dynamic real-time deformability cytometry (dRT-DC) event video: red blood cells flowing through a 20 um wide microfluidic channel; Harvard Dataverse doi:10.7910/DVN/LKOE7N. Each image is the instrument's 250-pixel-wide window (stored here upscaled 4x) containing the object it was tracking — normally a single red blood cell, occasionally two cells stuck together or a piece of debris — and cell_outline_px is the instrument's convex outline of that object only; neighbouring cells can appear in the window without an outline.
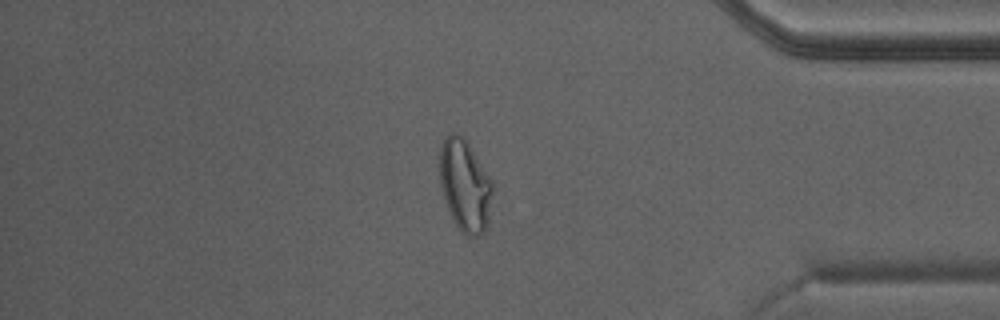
{"species": "Egyptian fruit bat (a non-hibernating species)", "species_latin": "Rousettus aegyptiacus", "temperature_condition": "warm", "stored_images_in_passage": 41, "camera_frame_rate_fps": 3000, "um_per_image_px": 0.085, "animal": {"sex": "male"}, "frame": {"image": 1, "passage_image": 35, "time_ms": 11.333, "image_size_px": [1000, 320], "cell_outline_px": [[492, 196], [488, 228], [480, 236], [464, 236], [460, 232], [452, 220], [440, 188], [436, 164], [440, 144], [452, 132], [456, 132], [468, 144], [492, 180]], "centroid_in_image_um": [39.47, 15.81], "position_along_channel_um": 395.7, "area_um2": 29.13}}